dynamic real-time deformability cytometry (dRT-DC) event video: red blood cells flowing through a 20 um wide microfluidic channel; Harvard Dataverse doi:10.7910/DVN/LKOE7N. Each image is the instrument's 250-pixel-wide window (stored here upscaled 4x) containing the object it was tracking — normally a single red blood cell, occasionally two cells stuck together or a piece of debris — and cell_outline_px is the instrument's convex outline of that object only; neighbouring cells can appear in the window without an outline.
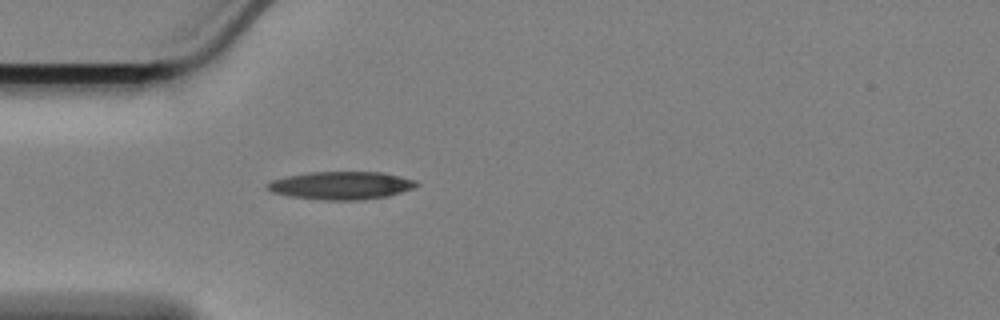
{"species": "Egyptian fruit bat (a non-hibernating species)", "species_latin": "Rousettus aegyptiacus", "temperature_condition": "cold", "stored_images_in_passage": 39, "camera_frame_rate_fps": 3000, "um_per_image_px": 0.085, "animal": {"sex": "female"}, "frame": {"image": 1, "passage_image": 1, "time_ms": 0.0, "image_size_px": [1000, 320], "cell_outline_px": [[420, 184], [412, 188], [388, 196], [364, 200], [320, 200], [288, 196], [272, 192], [268, 188], [268, 184], [272, 180], [288, 176], [308, 172], [380, 172], [400, 176], [416, 180]], "centroid_in_image_um": [29.02, 15.77], "position_along_channel_um": 56.0, "area_um2": 24.22}}
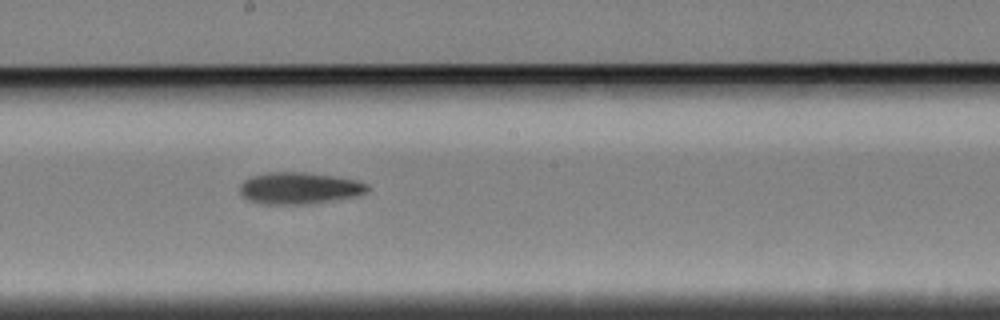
{"frame": {"image": 2, "passage_image": 16, "time_ms": 5.0, "image_size_px": [1000, 320], "cell_outline_px": [[372, 188], [368, 192], [360, 196], [308, 204], [264, 204], [248, 200], [240, 192], [240, 184], [244, 180], [252, 176], [268, 172], [304, 172], [332, 176], [356, 180], [368, 184]], "centroid_in_image_um": [25.49, 16.0], "position_along_channel_um": 222.7, "area_um2": 23.76}}
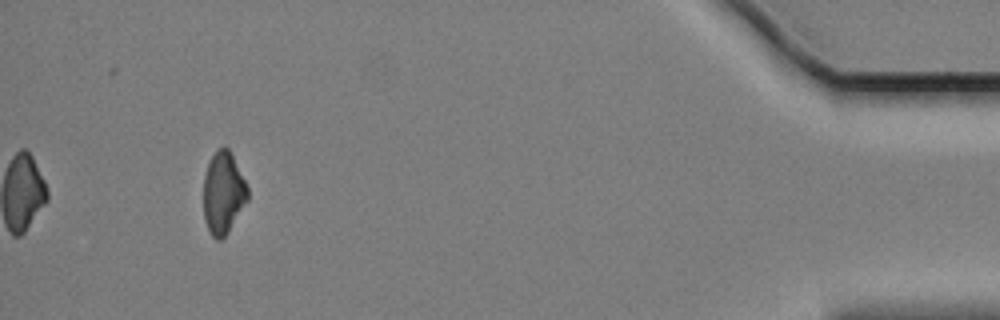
{"frame": {"image": 3, "passage_image": 39, "time_ms": 12.667, "image_size_px": [1000, 320], "cell_outline_px": [[248, 200], [228, 232], [220, 240], [216, 240], [212, 236], [204, 220], [204, 176], [208, 160], [224, 144], [232, 152], [248, 188]], "centroid_in_image_um": [18.98, 16.37], "position_along_channel_um": 416.2, "area_um2": 21.21}, "authors_computed_cell_mechanics": {"area_um2": 23.0622, "velocity_mm_per_s": 3.4049, "shape_relaxation_time_tau1_ms": 8.4982, "shape_relaxation_time_tau2_ms": null, "deformation_change_tau1": 0.1713, "deformation_change_tau2": null}}